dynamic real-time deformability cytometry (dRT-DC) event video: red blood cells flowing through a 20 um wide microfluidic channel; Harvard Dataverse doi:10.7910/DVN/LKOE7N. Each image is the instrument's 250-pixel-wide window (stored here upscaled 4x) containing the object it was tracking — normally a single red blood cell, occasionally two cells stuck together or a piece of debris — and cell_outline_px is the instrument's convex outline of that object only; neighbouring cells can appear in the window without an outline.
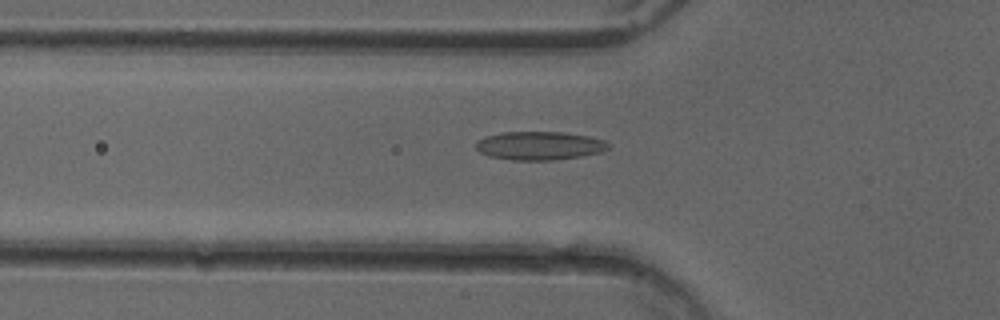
{"species": "common noctule bat (a hibernating species)", "species_latin": "Nyctalus noctula", "temperature_condition": "cold", "stored_images_in_passage": 50, "camera_frame_rate_fps": 3000, "um_per_image_px": 0.085, "animal": {"sex": "female"}, "frame": {"image": 1, "passage_image": 17, "time_ms": 5.333, "image_size_px": [1000, 320], "cell_outline_px": [[608, 148], [600, 152], [580, 156], [556, 160], [512, 160], [488, 156], [480, 152], [476, 148], [476, 140], [484, 136], [500, 132], [564, 132], [588, 136], [604, 140], [608, 144]], "centroid_in_image_um": [45.8, 12.38], "position_along_channel_um": 80.0, "area_um2": 22.02}}
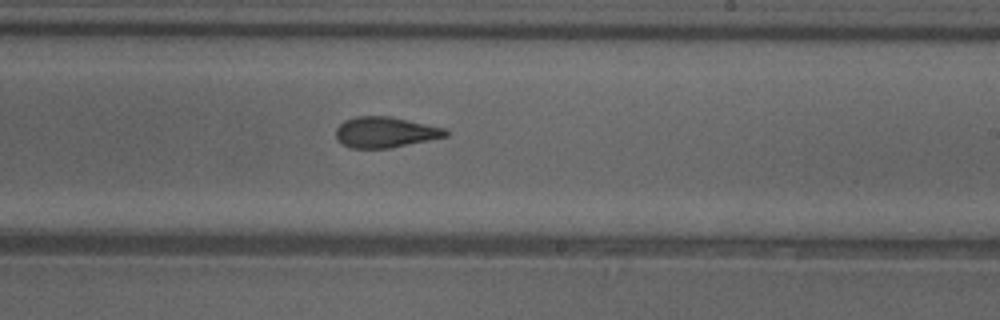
{"frame": {"image": 2, "passage_image": 30, "time_ms": 9.667, "image_size_px": [1000, 320], "cell_outline_px": [[448, 136], [388, 148], [348, 148], [340, 144], [336, 140], [336, 128], [344, 120], [356, 116], [392, 116], [448, 128]], "centroid_in_image_um": [32.74, 11.23], "position_along_channel_um": 256.3, "area_um2": 19.94}}
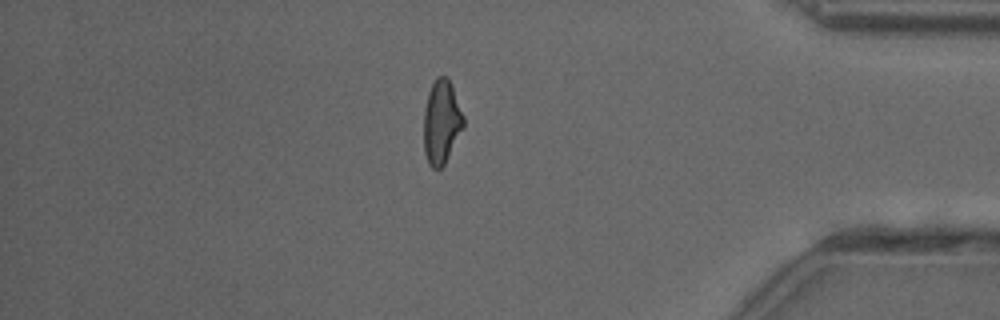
{"frame": {"image": 3, "passage_image": 43, "time_ms": 14.0, "image_size_px": [1000, 320], "cell_outline_px": [[464, 124], [444, 164], [440, 168], [432, 168], [428, 164], [424, 152], [424, 108], [428, 92], [436, 76], [448, 76], [452, 84], [464, 116]], "centroid_in_image_um": [37.51, 10.32], "position_along_channel_um": 397.7, "area_um2": 19.36}, "authors_computed_cell_mechanics": {"area_um2": 20.23, "velocity_mm_per_s": 4.0396, "shape_relaxation_time_tau1_ms": 8.411, "shape_relaxation_time_tau2_ms": 2.2142, "deformation_change_tau1": 0.1942, "deformation_change_tau2": 0.0945}}